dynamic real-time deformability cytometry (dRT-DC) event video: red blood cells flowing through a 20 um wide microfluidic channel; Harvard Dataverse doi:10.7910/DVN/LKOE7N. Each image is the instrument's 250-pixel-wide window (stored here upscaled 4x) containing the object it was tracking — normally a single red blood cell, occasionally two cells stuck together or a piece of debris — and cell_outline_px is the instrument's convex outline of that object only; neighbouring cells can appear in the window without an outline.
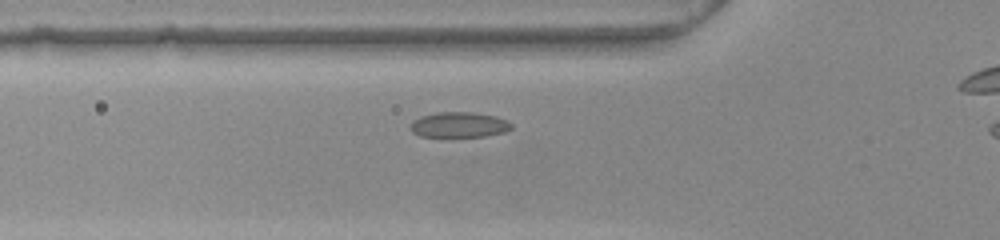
{"species": "common noctule bat (a hibernating species)", "species_latin": "Nyctalus noctula", "temperature_condition": "warm", "stored_images_in_passage": 38, "camera_frame_rate_fps": 3000, "um_per_image_px": 0.085, "animal": {"sex": "female", "body_mass_g": 22.0, "forearm_length_mm": 56.7}, "frame": {"image": 1, "passage_image": 12, "time_ms": 3.667, "image_size_px": [1000, 240], "cell_outline_px": [[512, 128], [504, 132], [488, 136], [420, 136], [412, 132], [408, 124], [412, 120], [420, 116], [436, 112], [472, 112], [496, 116], [508, 120], [512, 124]], "centroid_in_image_um": [39.0, 10.59], "position_along_channel_um": 86.8, "area_um2": 15.09}}
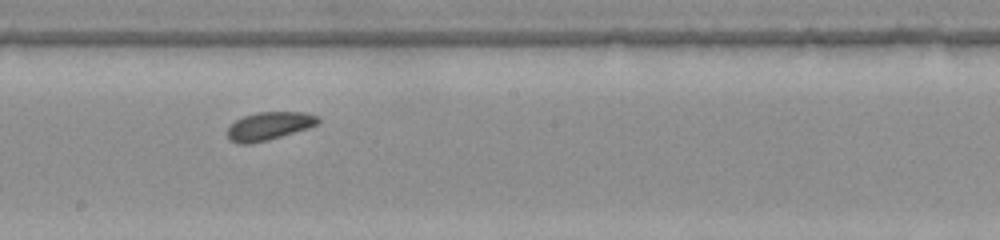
{"frame": {"image": 2, "passage_image": 23, "time_ms": 7.333, "image_size_px": [1000, 240], "cell_outline_px": [[320, 120], [316, 124], [308, 128], [268, 140], [248, 144], [240, 144], [228, 140], [228, 128], [236, 120], [244, 116], [256, 112], [304, 112], [320, 116]], "centroid_in_image_um": [22.87, 10.71], "position_along_channel_um": 225.3, "area_um2": 14.8}}
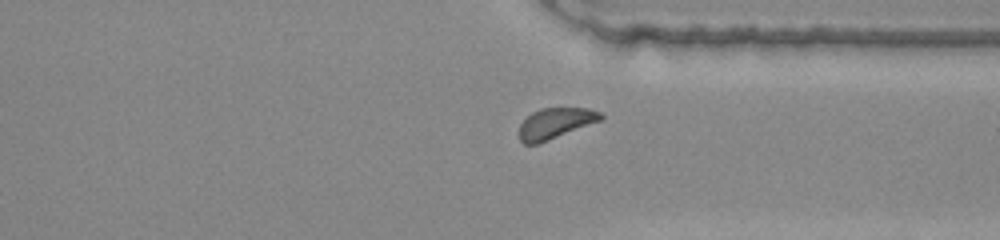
{"frame": {"image": 3, "passage_image": 34, "time_ms": 11.0, "image_size_px": [1000, 240], "cell_outline_px": [[604, 120], [548, 140], [536, 144], [524, 144], [520, 140], [520, 124], [532, 112], [540, 108], [588, 108], [600, 112], [604, 116]], "centroid_in_image_um": [47.25, 10.47], "position_along_channel_um": 364.1, "area_um2": 14.62}}